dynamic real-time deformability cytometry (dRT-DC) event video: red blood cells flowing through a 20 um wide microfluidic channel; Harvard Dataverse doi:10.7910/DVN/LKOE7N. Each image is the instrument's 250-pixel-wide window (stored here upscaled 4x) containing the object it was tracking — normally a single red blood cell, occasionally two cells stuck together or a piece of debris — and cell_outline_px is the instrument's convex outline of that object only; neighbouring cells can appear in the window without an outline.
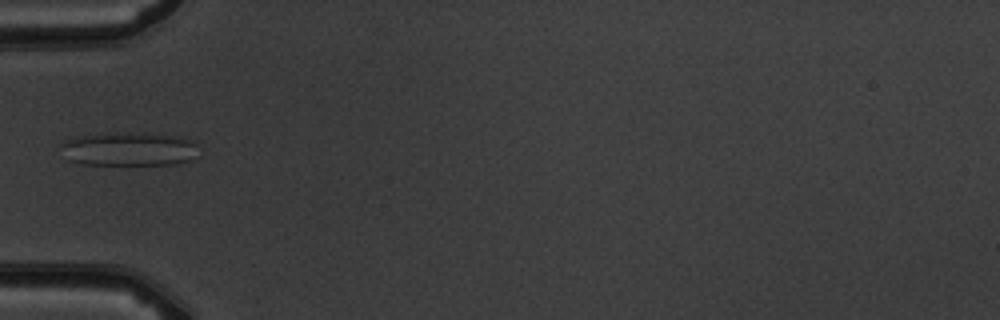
{"species": "common noctule bat (a hibernating species)", "species_latin": "Nyctalus noctula", "temperature_condition": "warm", "stored_images_in_passage": 3, "camera_frame_rate_fps": 3000, "um_per_image_px": 0.085, "animal": {"sex": "male", "body_mass_g": 19.5, "forearm_length_mm": 54.6}, "frame": {"image": 1, "passage_image": 1, "time_ms": 0.0, "image_size_px": [1000, 320], "cell_outline_px": [[200, 156], [192, 160], [176, 164], [80, 164], [68, 160], [60, 144], [76, 136], [108, 132], [148, 132], [184, 136], [192, 140], [196, 144]], "centroid_in_image_um": [11.06, 12.64], "position_along_channel_um": 73.9, "area_um2": 27.86}}
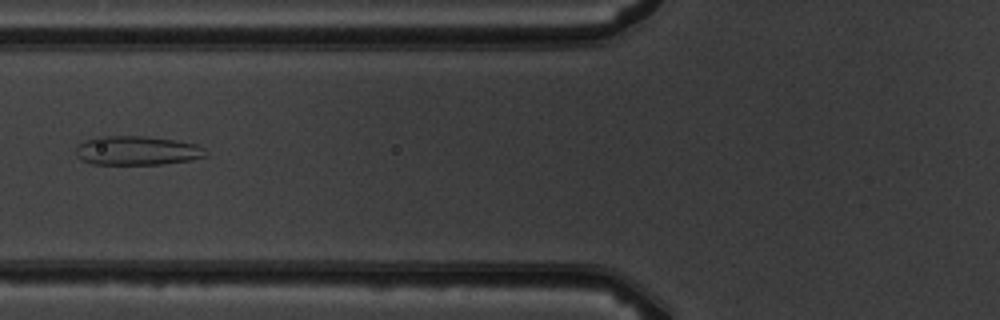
{"frame": {"image": 2, "passage_image": 2, "time_ms": 1.0, "image_size_px": [1000, 320], "cell_outline_px": [[208, 156], [192, 160], [164, 164], [92, 164], [80, 160], [76, 156], [76, 148], [84, 140], [96, 136], [140, 136], [176, 140], [200, 144], [208, 152]], "centroid_in_image_um": [11.68, 12.8], "position_along_channel_um": 114.1, "area_um2": 22.37}}